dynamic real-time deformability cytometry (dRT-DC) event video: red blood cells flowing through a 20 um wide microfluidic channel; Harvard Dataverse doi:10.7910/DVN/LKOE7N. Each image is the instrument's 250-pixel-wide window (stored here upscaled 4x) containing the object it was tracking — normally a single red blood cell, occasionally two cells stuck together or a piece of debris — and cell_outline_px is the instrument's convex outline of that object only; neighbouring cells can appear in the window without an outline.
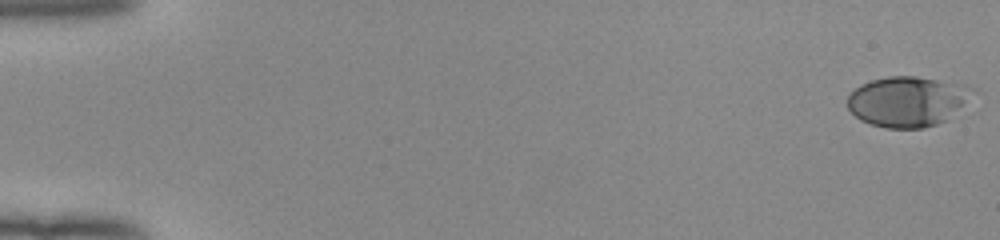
{"species": "human", "species_latin": "Homo sapiens", "temperature_condition": "room temperature", "stored_images_in_passage": 53, "camera_frame_rate_fps": 3000, "um_per_image_px": 0.085, "donor": {"sex": "female"}, "frame": {"image": 1, "passage_image": 1, "time_ms": 0.0, "image_size_px": [1000, 240], "cell_outline_px": [[968, 88], [960, 104], [948, 120], [924, 128], [888, 128], [872, 124], [860, 120], [848, 108], [848, 96], [860, 84], [872, 80], [888, 76], [916, 76], [968, 84]], "centroid_in_image_um": [77.03, 8.62], "position_along_channel_um": 8.0, "area_um2": 35.72}}
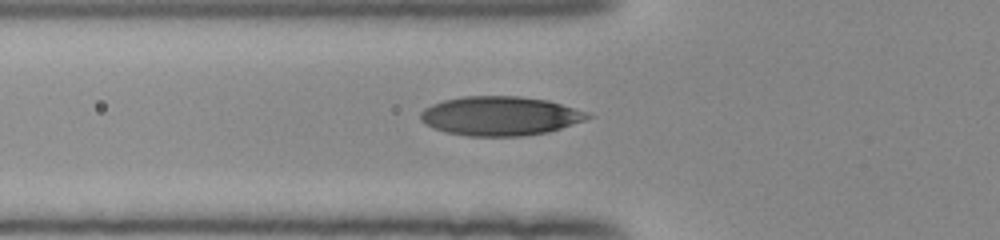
{"frame": {"image": 2, "passage_image": 20, "time_ms": 6.333, "image_size_px": [1000, 240], "cell_outline_px": [[592, 116], [584, 120], [548, 132], [524, 136], [468, 136], [444, 132], [420, 120], [420, 112], [424, 108], [432, 104], [444, 100], [464, 96], [520, 96], [548, 100], [588, 112]], "centroid_in_image_um": [42.5, 9.85], "position_along_channel_um": 83.3, "area_um2": 38.03}}
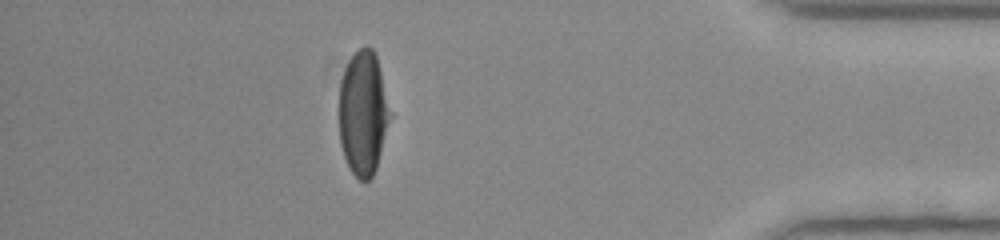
{"frame": {"image": 3, "passage_image": 47, "time_ms": 15.333, "image_size_px": [1000, 240], "cell_outline_px": [[392, 116], [376, 168], [372, 176], [368, 180], [360, 180], [352, 172], [344, 156], [340, 144], [340, 80], [344, 68], [348, 60], [364, 44], [368, 44], [372, 48], [376, 56]], "centroid_in_image_um": [30.87, 9.59], "position_along_channel_um": 404.3, "area_um2": 36.88}, "authors_computed_cell_mechanics": {"area_um2": 36.8764, "velocity_mm_per_s": 3.9812, "shape_relaxation_time_tau1_ms": 3.8493, "shape_relaxation_time_tau2_ms": null, "deformation_change_tau1": 0.1904, "deformation_change_tau2": null}}